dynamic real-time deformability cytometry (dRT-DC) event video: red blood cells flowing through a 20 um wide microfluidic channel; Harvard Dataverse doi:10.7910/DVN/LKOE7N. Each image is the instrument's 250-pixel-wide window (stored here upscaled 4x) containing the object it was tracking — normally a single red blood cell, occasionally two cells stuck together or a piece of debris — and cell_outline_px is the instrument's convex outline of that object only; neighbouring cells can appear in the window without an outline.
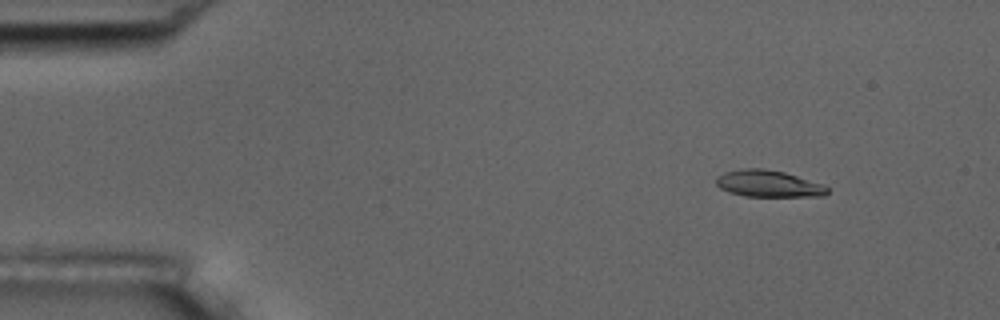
{"species": "common noctule bat (a hibernating species)", "species_latin": "Nyctalus noctula", "temperature_condition": "room temperature", "stored_images_in_passage": 8, "camera_frame_rate_fps": 3000, "um_per_image_px": 0.085, "animal": {"sex": "male", "body_mass_g": 17.5, "forearm_length_mm": 52.3}, "frame": {"image": 1, "passage_image": 3, "time_ms": 2.0, "image_size_px": [1000, 320], "cell_outline_px": [[828, 192], [824, 196], [744, 196], [728, 192], [720, 188], [716, 184], [716, 176], [724, 172], [744, 168], [764, 168], [784, 172], [820, 184], [828, 188]], "centroid_in_image_um": [65.25, 15.61], "position_along_channel_um": 19.8, "area_um2": 17.17}}
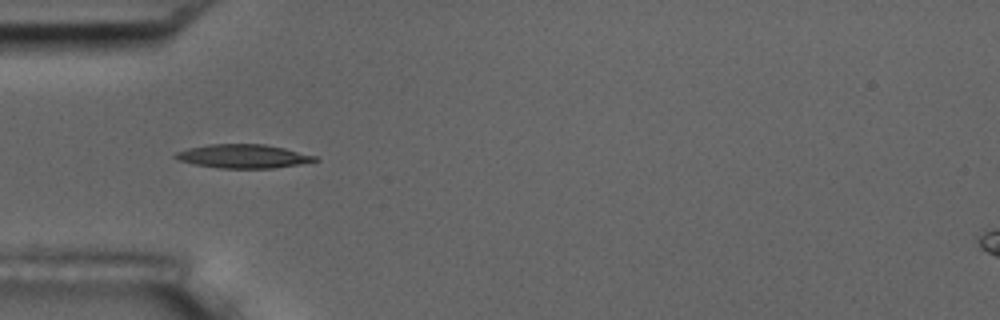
{"frame": {"image": 2, "passage_image": 6, "time_ms": 5.667, "image_size_px": [1000, 320], "cell_outline_px": [[320, 160], [300, 164], [272, 168], [220, 168], [196, 164], [180, 160], [172, 156], [176, 152], [188, 148], [208, 144], [264, 144], [284, 148], [316, 156]], "centroid_in_image_um": [20.68, 13.27], "position_along_channel_um": 64.3, "area_um2": 19.13}}